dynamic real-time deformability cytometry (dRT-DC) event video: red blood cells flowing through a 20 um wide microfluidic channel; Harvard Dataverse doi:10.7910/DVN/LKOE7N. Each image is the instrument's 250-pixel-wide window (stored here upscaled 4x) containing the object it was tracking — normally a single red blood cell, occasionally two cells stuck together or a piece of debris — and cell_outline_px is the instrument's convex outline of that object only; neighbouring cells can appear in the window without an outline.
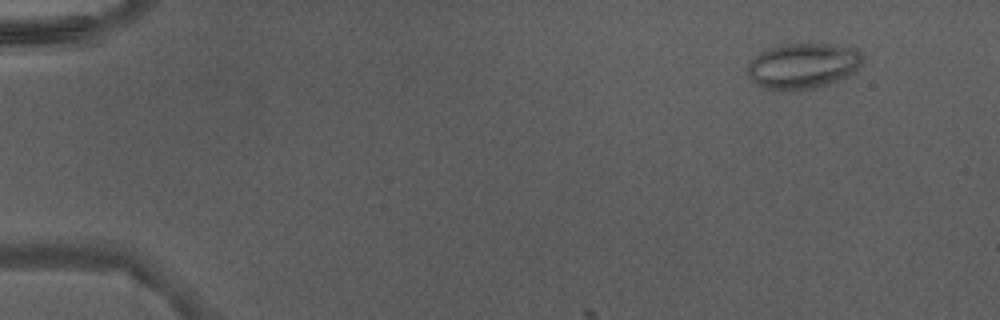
{"species": "Egyptian fruit bat (a non-hibernating species)", "species_latin": "Rousettus aegyptiacus", "temperature_condition": "warm", "stored_images_in_passage": 9, "camera_frame_rate_fps": 3000, "um_per_image_px": 0.085, "animal": {"sex": "male"}, "frame": {"image": 1, "passage_image": 5, "time_ms": 1.333, "image_size_px": [1000, 320], "cell_outline_px": [[864, 56], [860, 64], [848, 76], [816, 88], [764, 88], [756, 84], [748, 76], [748, 64], [760, 52], [768, 48], [788, 44], [832, 44], [856, 48]], "centroid_in_image_um": [68.27, 5.56], "position_along_channel_um": 16.7, "area_um2": 29.88}}